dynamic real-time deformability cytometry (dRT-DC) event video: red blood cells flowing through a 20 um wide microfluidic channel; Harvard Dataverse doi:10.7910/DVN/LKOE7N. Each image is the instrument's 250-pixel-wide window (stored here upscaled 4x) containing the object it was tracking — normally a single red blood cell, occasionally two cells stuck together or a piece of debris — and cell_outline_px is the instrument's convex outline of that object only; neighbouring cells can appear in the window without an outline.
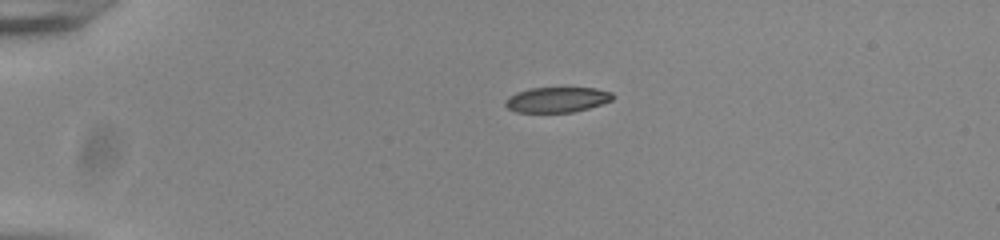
{"species": "common noctule bat (a hibernating species)", "species_latin": "Nyctalus noctula", "temperature_condition": "room temperature", "stored_images_in_passage": 42, "camera_frame_rate_fps": 3000, "um_per_image_px": 0.085, "animal": {"sex": "male", "body_mass_g": 20.0, "forearm_length_mm": 53.3}, "frame": {"image": 1, "passage_image": 1, "time_ms": 0.0, "image_size_px": [1000, 240], "cell_outline_px": [[612, 100], [588, 108], [572, 112], [516, 112], [508, 108], [504, 104], [504, 100], [508, 96], [516, 92], [528, 88], [596, 88], [612, 92]], "centroid_in_image_um": [47.29, 8.47], "position_along_channel_um": 37.7, "area_um2": 15.78}}
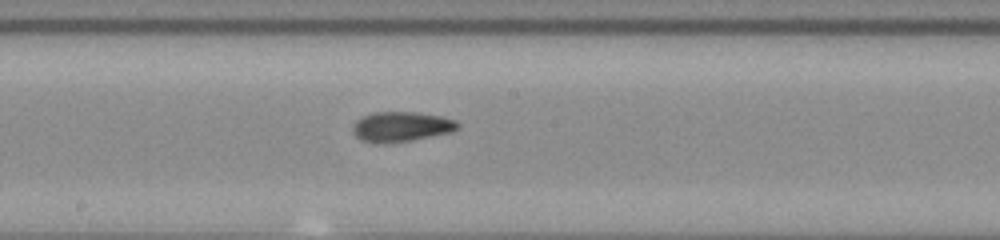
{"frame": {"image": 2, "passage_image": 19, "time_ms": 6.0, "image_size_px": [1000, 240], "cell_outline_px": [[460, 128], [452, 132], [412, 140], [360, 140], [352, 132], [352, 124], [360, 116], [372, 112], [416, 112], [440, 116], [456, 120], [460, 124]], "centroid_in_image_um": [34.14, 10.71], "position_along_channel_um": 214.1, "area_um2": 17.92}}
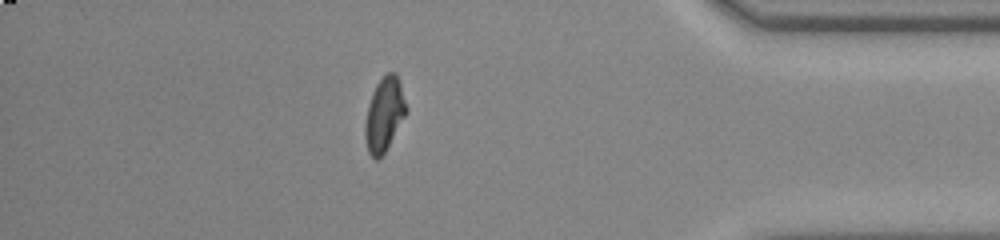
{"frame": {"image": 3, "passage_image": 36, "time_ms": 11.667, "image_size_px": [1000, 240], "cell_outline_px": [[408, 112], [384, 152], [376, 160], [368, 152], [364, 136], [364, 124], [368, 104], [372, 92], [376, 84], [388, 72], [396, 72], [408, 108]], "centroid_in_image_um": [32.66, 9.71], "position_along_channel_um": 402.5, "area_um2": 17.69}, "authors_computed_cell_mechanics": {"area_um2": 17.6868, "velocity_mm_per_s": 3.8539, "shape_relaxation_time_tau1_ms": null, "shape_relaxation_time_tau2_ms": 2.4743, "deformation_change_tau1": null, "deformation_change_tau2": 0.0901}}